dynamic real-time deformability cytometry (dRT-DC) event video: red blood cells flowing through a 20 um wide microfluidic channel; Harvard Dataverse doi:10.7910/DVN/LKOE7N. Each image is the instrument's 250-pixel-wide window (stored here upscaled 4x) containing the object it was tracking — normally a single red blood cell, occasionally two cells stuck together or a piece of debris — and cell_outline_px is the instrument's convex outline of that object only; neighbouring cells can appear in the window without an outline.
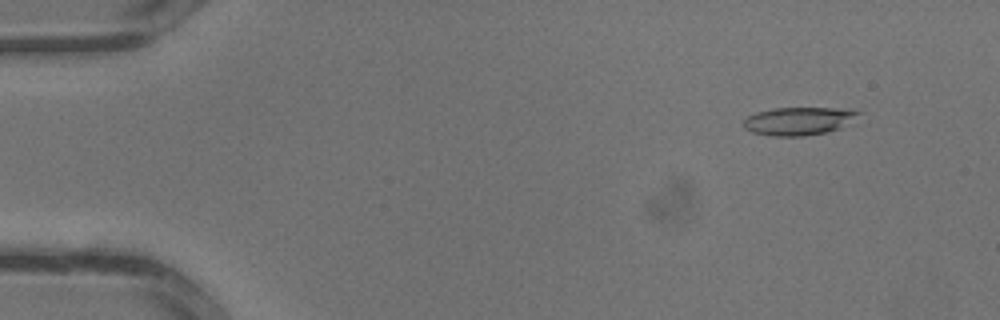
{"species": "common noctule bat (a hibernating species)", "species_latin": "Nyctalus noctula", "temperature_condition": "warm", "stored_images_in_passage": 17, "camera_frame_rate_fps": 3000, "um_per_image_px": 0.085, "animal": {"sex": "male", "body_mass_g": 13.3}, "frame": {"image": 1, "passage_image": 4, "time_ms": 1.0, "image_size_px": [1000, 320], "cell_outline_px": [[864, 112], [840, 128], [828, 132], [804, 136], [772, 136], [752, 132], [744, 128], [744, 120], [748, 116], [756, 112], [772, 108], [852, 108]], "centroid_in_image_um": [67.93, 10.28], "position_along_channel_um": 17.1, "area_um2": 18.96}}
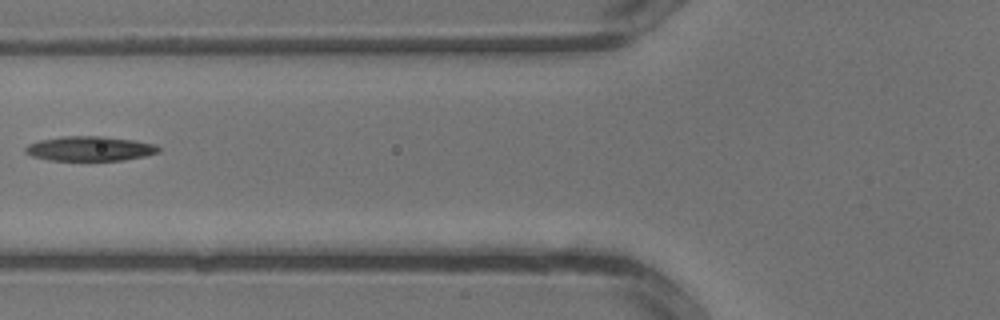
{"frame": {"image": 2, "passage_image": 14, "time_ms": 4.333, "image_size_px": [1000, 320], "cell_outline_px": [[160, 152], [144, 156], [124, 160], [48, 160], [32, 156], [24, 152], [24, 148], [28, 144], [40, 140], [60, 136], [104, 136], [132, 140], [156, 144], [160, 148]], "centroid_in_image_um": [7.62, 12.63], "position_along_channel_um": 118.2, "area_um2": 19.19}}
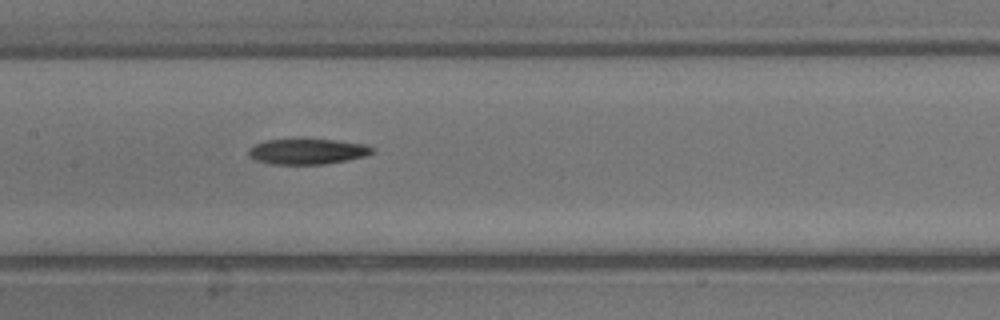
{"frame": {"image": 3, "passage_image": 17, "time_ms": 5.333, "image_size_px": [1000, 320], "cell_outline_px": [[376, 152], [364, 156], [348, 160], [324, 164], [272, 164], [256, 160], [248, 156], [248, 148], [252, 144], [264, 140], [332, 140], [364, 144], [376, 148]], "centroid_in_image_um": [26.11, 12.88], "position_along_channel_um": 181.3, "area_um2": 18.38}}